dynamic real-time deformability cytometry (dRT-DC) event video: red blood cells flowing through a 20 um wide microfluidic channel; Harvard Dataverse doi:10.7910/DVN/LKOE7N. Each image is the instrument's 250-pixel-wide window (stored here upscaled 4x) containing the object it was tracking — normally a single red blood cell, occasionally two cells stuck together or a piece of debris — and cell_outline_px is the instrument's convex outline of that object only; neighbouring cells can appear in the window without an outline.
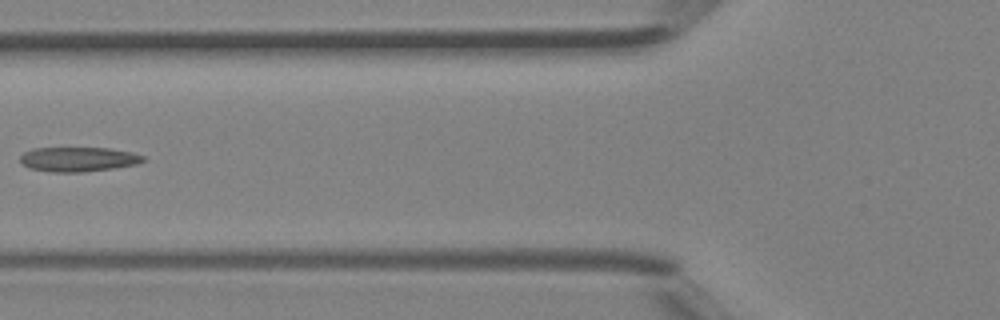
{"species": "Egyptian fruit bat (a non-hibernating species)", "species_latin": "Rousettus aegyptiacus", "temperature_condition": "room temperature", "stored_images_in_passage": 4, "camera_frame_rate_fps": 3000, "um_per_image_px": 0.085, "animal": {"sex": "female"}, "frame": {"image": 1, "passage_image": 4, "time_ms": 1.0, "image_size_px": [1000, 320], "cell_outline_px": [[148, 160], [136, 164], [112, 168], [84, 172], [48, 172], [28, 168], [20, 164], [20, 156], [24, 152], [32, 148], [108, 148], [132, 152], [144, 156]], "centroid_in_image_um": [6.62, 13.54], "position_along_channel_um": 119.2, "area_um2": 17.8}}